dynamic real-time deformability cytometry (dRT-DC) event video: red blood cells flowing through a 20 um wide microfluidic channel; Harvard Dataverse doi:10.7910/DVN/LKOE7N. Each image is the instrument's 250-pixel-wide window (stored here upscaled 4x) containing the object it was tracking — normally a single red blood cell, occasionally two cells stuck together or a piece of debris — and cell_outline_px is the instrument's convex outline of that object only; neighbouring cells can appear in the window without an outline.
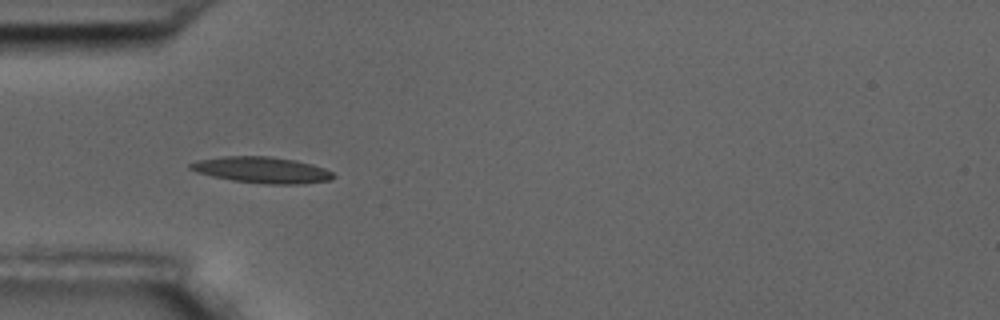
{"species": "common noctule bat (a hibernating species)", "species_latin": "Nyctalus noctula", "temperature_condition": "room temperature", "stored_images_in_passage": 6, "camera_frame_rate_fps": 3000, "um_per_image_px": 0.085, "animal": {"sex": "male", "body_mass_g": 17.5, "forearm_length_mm": 52.3}, "frame": {"image": 1, "passage_image": 5, "time_ms": 4.667, "image_size_px": [1000, 320], "cell_outline_px": [[336, 176], [332, 180], [300, 184], [264, 184], [232, 180], [212, 176], [196, 172], [188, 168], [188, 164], [196, 160], [224, 156], [268, 156], [296, 160], [312, 164], [324, 168], [332, 172]], "centroid_in_image_um": [22.26, 14.44], "position_along_channel_um": 62.7, "area_um2": 21.96}}